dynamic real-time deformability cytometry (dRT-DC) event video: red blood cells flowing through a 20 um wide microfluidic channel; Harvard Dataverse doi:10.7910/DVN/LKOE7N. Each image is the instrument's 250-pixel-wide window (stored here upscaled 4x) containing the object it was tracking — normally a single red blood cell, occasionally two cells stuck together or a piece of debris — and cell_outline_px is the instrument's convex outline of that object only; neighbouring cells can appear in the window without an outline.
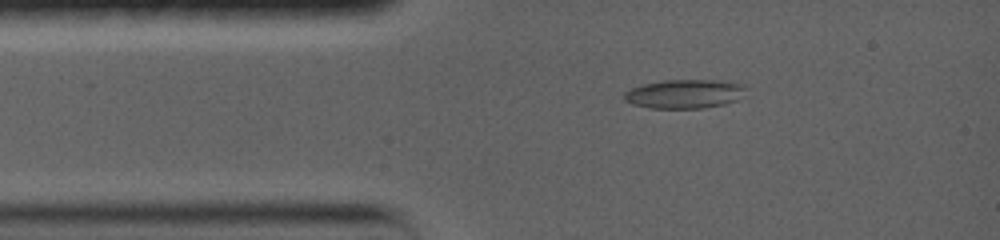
{"species": "common noctule bat (a hibernating species)", "species_latin": "Nyctalus noctula", "temperature_condition": "warm", "stored_images_in_passage": 3, "camera_frame_rate_fps": 5000, "um_per_image_px": 0.085, "animal": {"sex": "female", "body_mass_g": 19.0, "forearm_length_mm": 56.7}, "frame": {"image": 1, "passage_image": 2, "time_ms": 1.0, "image_size_px": [1000, 240], "cell_outline_px": [[744, 88], [736, 100], [724, 104], [704, 108], [652, 108], [632, 104], [624, 100], [624, 92], [640, 84], [664, 80], [720, 80], [744, 84]], "centroid_in_image_um": [58.13, 7.97], "position_along_channel_um": 26.9, "area_um2": 20.4}}